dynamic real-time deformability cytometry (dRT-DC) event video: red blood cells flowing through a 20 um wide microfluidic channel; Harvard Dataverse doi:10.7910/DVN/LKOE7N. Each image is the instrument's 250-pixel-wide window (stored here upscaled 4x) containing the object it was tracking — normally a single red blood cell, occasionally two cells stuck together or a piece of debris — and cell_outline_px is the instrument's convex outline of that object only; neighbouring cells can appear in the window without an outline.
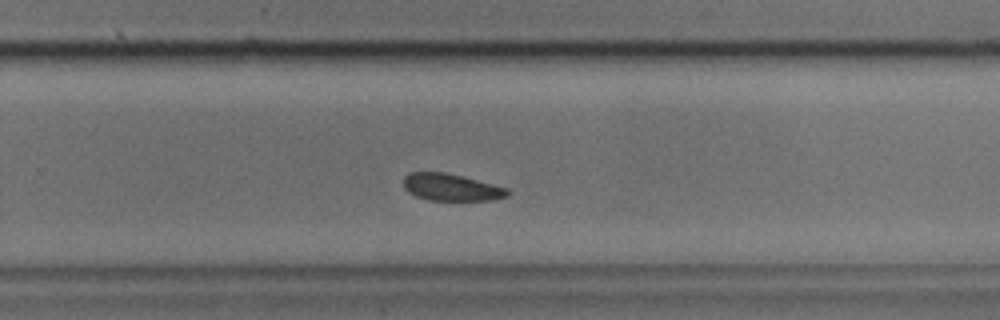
{"species": "common noctule bat (a hibernating species)", "species_latin": "Nyctalus noctula", "temperature_condition": "cold", "stored_images_in_passage": 35, "camera_frame_rate_fps": 3000, "um_per_image_px": 0.085, "animal": {"sex": "male", "body_mass_g": 17.9, "forearm_length_mm": 54.2}, "frame": {"image": 1, "passage_image": 19, "time_ms": 6.0, "image_size_px": [1000, 320], "cell_outline_px": [[508, 196], [492, 200], [428, 200], [416, 196], [408, 192], [404, 188], [404, 176], [408, 172], [444, 172], [508, 188]], "centroid_in_image_um": [38.31, 15.92], "position_along_channel_um": 291.5, "area_um2": 16.24}}
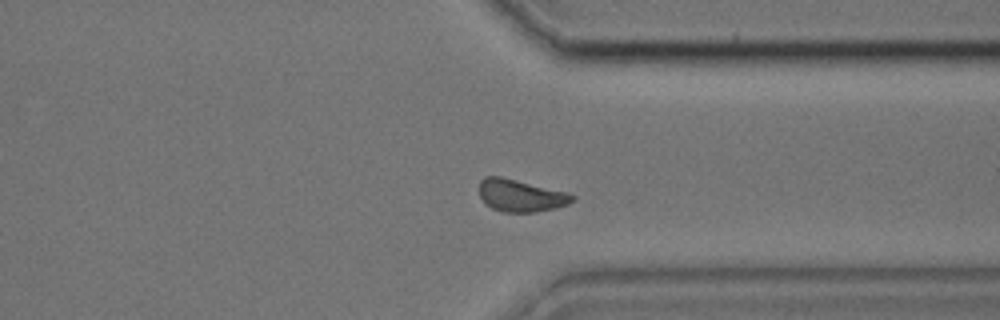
{"frame": {"image": 2, "passage_image": 24, "time_ms": 7.667, "image_size_px": [1000, 320], "cell_outline_px": [[576, 200], [568, 204], [556, 208], [536, 212], [504, 212], [492, 208], [480, 196], [480, 180], [484, 176], [500, 176], [564, 192], [576, 196]], "centroid_in_image_um": [44.27, 16.63], "position_along_channel_um": 367.1, "area_um2": 17.22}}
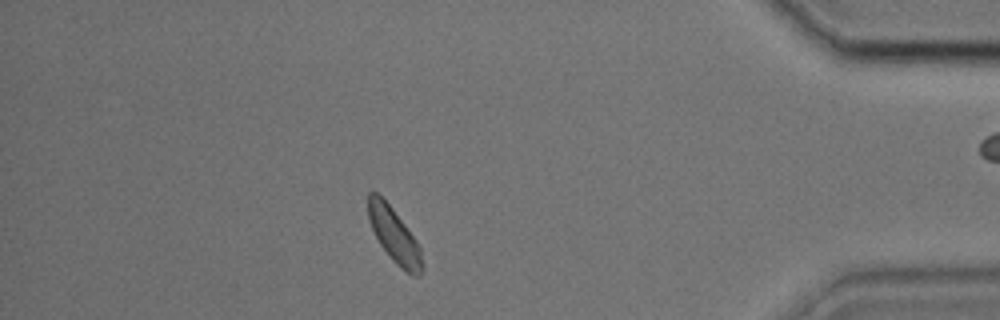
{"frame": {"image": 3, "passage_image": 29, "time_ms": 9.333, "image_size_px": [1000, 320], "cell_outline_px": [[424, 272], [420, 276], [412, 276], [400, 268], [392, 260], [380, 244], [368, 220], [368, 192], [376, 192], [392, 208], [416, 240], [420, 248], [424, 268]], "centroid_in_image_um": [33.53, 20.06], "position_along_channel_um": 401.7, "area_um2": 17.11}}